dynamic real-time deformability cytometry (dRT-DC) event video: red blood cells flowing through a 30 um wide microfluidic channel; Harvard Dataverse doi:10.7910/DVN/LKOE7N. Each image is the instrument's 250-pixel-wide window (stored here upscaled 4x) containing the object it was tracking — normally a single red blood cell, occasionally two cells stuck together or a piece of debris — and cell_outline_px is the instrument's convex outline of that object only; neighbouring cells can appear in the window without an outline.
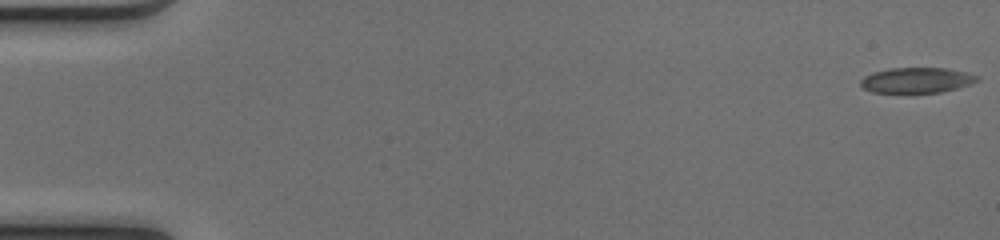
{"species": "common noctule bat (a hibernating species)", "species_latin": "Nyctalus noctula", "temperature_condition": "cold", "stored_images_in_passage": 51, "camera_frame_rate_fps": 3000, "um_per_image_px": 0.085, "animal": {"sex": "female", "body_mass_g": 17.0, "forearm_length_mm": 48.0}, "frame": {"image": 1, "passage_image": 1, "time_ms": 0.0, "image_size_px": [1000, 240], "cell_outline_px": [[980, 80], [972, 84], [940, 92], [908, 96], [872, 92], [864, 88], [860, 84], [860, 80], [864, 76], [872, 72], [888, 68], [948, 68], [980, 76]], "centroid_in_image_um": [77.88, 6.86], "position_along_channel_um": 7.1, "area_um2": 18.21}}
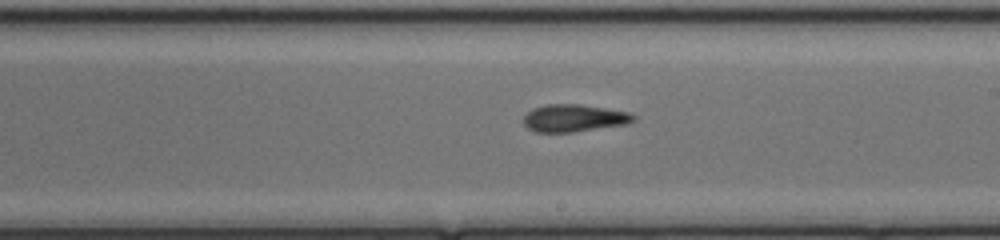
{"frame": {"image": 2, "passage_image": 30, "time_ms": 9.667, "image_size_px": [1000, 240], "cell_outline_px": [[636, 120], [628, 124], [572, 132], [536, 132], [528, 128], [524, 124], [524, 116], [532, 108], [548, 104], [580, 104], [632, 112], [636, 116]], "centroid_in_image_um": [48.84, 10.03], "position_along_channel_um": 240.2, "area_um2": 17.69}}
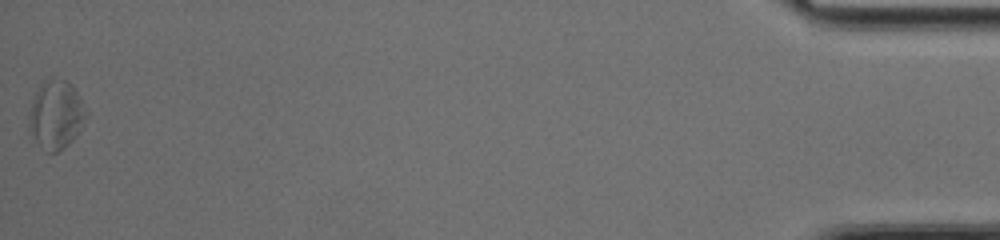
{"frame": {"image": 3, "passage_image": 51, "time_ms": 16.667, "image_size_px": [1000, 240], "cell_outline_px": [[88, 112], [80, 132], [64, 148], [56, 152], [48, 152], [36, 140], [28, 124], [28, 116], [32, 100], [40, 84], [44, 80], [52, 76], [68, 80], [80, 96]], "centroid_in_image_um": [4.79, 9.69], "position_along_channel_um": 430.4, "area_um2": 23.0}, "authors_computed_cell_mechanics": {"area_um2": 18.0914, "velocity_mm_per_s": 4.128, "shape_relaxation_time_tau1_ms": 9.751, "shape_relaxation_time_tau2_ms": 7.5601, "deformation_change_tau1": 0.1989, "deformation_change_tau2": 0.1805}}